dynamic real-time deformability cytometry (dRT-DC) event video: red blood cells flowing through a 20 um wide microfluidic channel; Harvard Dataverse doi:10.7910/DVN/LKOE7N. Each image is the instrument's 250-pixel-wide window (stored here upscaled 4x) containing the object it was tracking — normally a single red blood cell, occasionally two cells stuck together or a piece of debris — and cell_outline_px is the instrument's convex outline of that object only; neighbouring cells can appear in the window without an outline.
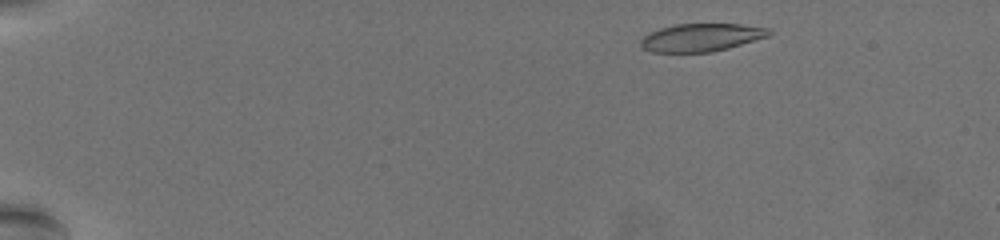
{"species": "common noctule bat (a hibernating species)", "species_latin": "Nyctalus noctula", "temperature_condition": "warm", "stored_images_in_passage": 56, "camera_frame_rate_fps": 3000, "um_per_image_px": 0.085, "animal": {"sex": "female", "body_mass_g": 19.5, "forearm_length_mm": 54.1}, "frame": {"image": 1, "passage_image": 4, "time_ms": 1.0, "image_size_px": [1000, 240], "cell_outline_px": [[772, 32], [768, 36], [728, 48], [712, 52], [652, 52], [644, 48], [640, 44], [640, 40], [648, 32], [660, 28], [676, 24], [740, 24], [768, 28]], "centroid_in_image_um": [59.58, 3.18], "position_along_channel_um": 25.4, "area_um2": 20.75}}
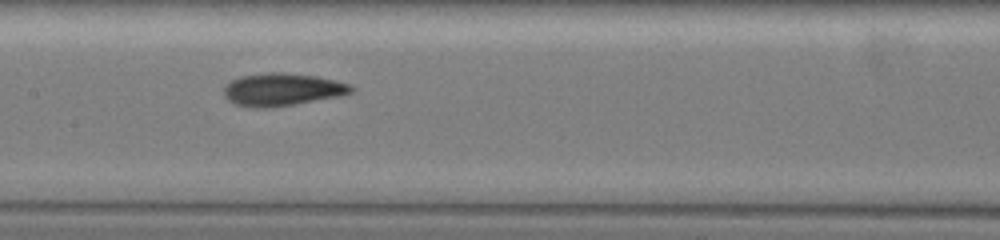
{"frame": {"image": 2, "passage_image": 28, "time_ms": 9.0, "image_size_px": [1000, 240], "cell_outline_px": [[356, 88], [352, 92], [340, 96], [292, 104], [264, 108], [256, 108], [236, 104], [228, 100], [224, 96], [224, 88], [232, 80], [240, 76], [268, 72], [284, 72], [316, 76], [348, 84]], "centroid_in_image_um": [23.97, 7.6], "position_along_channel_um": 183.4, "area_um2": 23.93}}
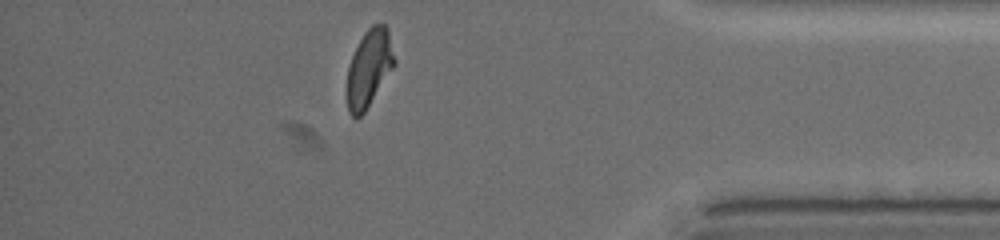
{"frame": {"image": 3, "passage_image": 49, "time_ms": 16.0, "image_size_px": [1000, 240], "cell_outline_px": [[396, 64], [364, 112], [356, 120], [348, 112], [344, 92], [348, 68], [352, 56], [364, 32], [372, 24], [384, 24], [388, 28], [396, 60]], "centroid_in_image_um": [31.34, 5.83], "position_along_channel_um": 403.9, "area_um2": 21.79}, "authors_computed_cell_mechanics": {"area_um2": 22.3108, "velocity_mm_per_s": 3.5185, "shape_relaxation_time_tau1_ms": 5.4545, "shape_relaxation_time_tau2_ms": 2.5849, "deformation_change_tau1": 0.1843, "deformation_change_tau2": 0.0958}}